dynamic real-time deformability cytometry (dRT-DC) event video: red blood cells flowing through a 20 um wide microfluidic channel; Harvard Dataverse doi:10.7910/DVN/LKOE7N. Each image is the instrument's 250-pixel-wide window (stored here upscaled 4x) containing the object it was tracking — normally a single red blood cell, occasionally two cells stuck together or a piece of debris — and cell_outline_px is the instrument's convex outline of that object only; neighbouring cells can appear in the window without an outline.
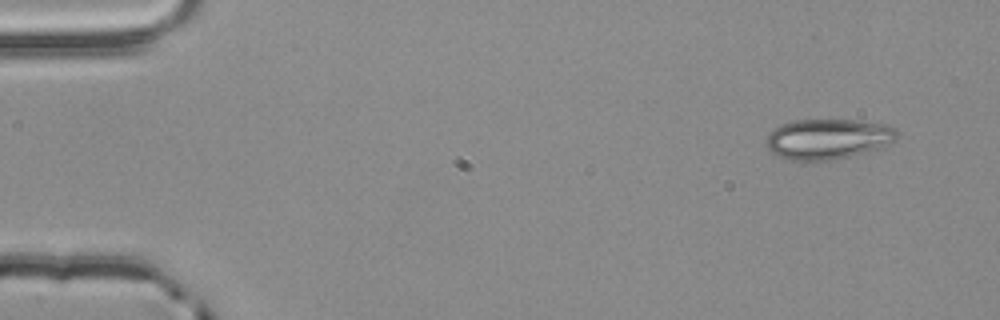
{"species": "common noctule bat (a hibernating species)", "species_latin": "Nyctalus noctula", "temperature_condition": "room temperature", "stored_images_in_passage": 4, "camera_frame_rate_fps": 3000, "um_per_image_px": 0.085, "animal": {"sex": "male", "body_mass_g": 20.4}, "frame": {"image": 1, "passage_image": 1, "time_ms": 0.0, "image_size_px": [1000, 320], "cell_outline_px": [[896, 136], [892, 140], [876, 148], [848, 156], [828, 160], [788, 160], [772, 152], [768, 148], [764, 140], [768, 132], [772, 128], [780, 124], [792, 120], [856, 120], [888, 124], [896, 128]], "centroid_in_image_um": [70.27, 11.78], "position_along_channel_um": 14.7, "area_um2": 30.46}}